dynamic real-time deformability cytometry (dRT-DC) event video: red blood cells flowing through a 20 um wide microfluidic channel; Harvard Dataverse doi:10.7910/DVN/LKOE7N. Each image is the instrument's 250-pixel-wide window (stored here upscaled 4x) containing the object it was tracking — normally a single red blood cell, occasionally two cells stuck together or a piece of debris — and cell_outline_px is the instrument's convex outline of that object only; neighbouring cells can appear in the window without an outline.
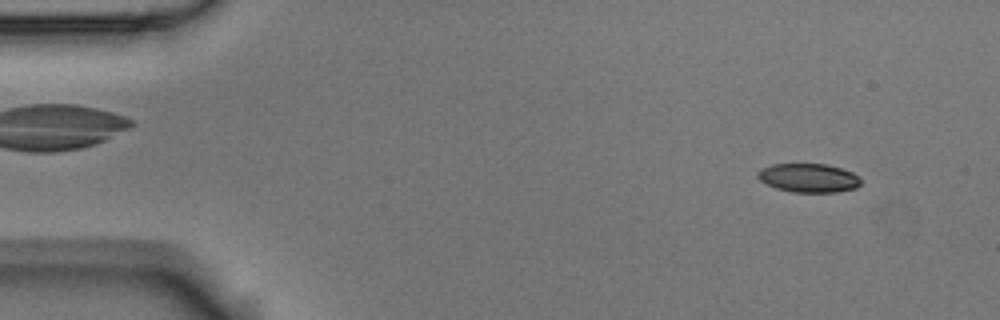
{"species": "Egyptian fruit bat (a non-hibernating species)", "species_latin": "Rousettus aegyptiacus", "temperature_condition": "room temperature", "stored_images_in_passage": 4, "camera_frame_rate_fps": 3000, "um_per_image_px": 0.085, "animal": {"sex": "male"}, "frame": {"image": 1, "passage_image": 1, "time_ms": 0.0, "image_size_px": [1000, 320], "cell_outline_px": [[860, 184], [856, 188], [836, 192], [792, 192], [776, 188], [760, 180], [756, 176], [756, 172], [760, 168], [772, 164], [828, 164], [852, 172], [860, 176]], "centroid_in_image_um": [68.72, 15.11], "position_along_channel_um": 16.3, "area_um2": 17.4}}
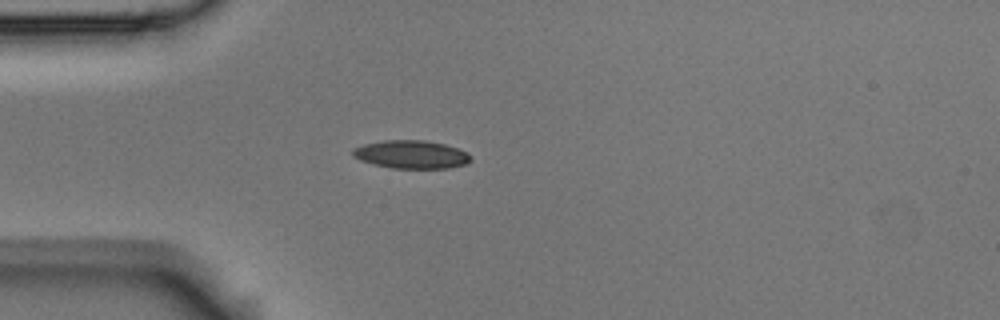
{"frame": {"image": 2, "passage_image": 4, "time_ms": 1.0, "image_size_px": [1000, 320], "cell_outline_px": [[472, 160], [468, 164], [448, 168], [392, 168], [360, 160], [352, 156], [352, 148], [364, 144], [384, 140], [424, 140], [444, 144], [468, 152], [472, 156]], "centroid_in_image_um": [34.99, 13.13], "position_along_channel_um": 50.0, "area_um2": 19.42}}